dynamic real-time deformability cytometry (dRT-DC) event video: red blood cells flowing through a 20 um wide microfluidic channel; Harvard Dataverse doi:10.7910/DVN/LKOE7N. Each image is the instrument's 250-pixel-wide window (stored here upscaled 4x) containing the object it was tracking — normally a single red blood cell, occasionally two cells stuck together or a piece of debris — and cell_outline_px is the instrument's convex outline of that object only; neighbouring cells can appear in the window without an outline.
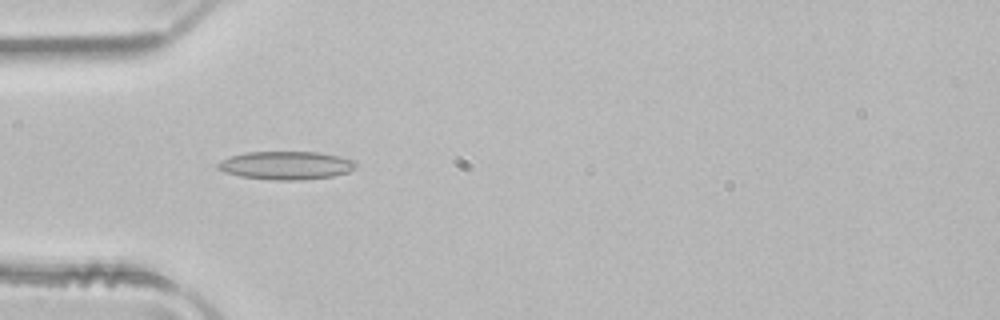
{"species": "common noctule bat (a hibernating species)", "species_latin": "Nyctalus noctula", "temperature_condition": "room temperature", "stored_images_in_passage": 49, "camera_frame_rate_fps": 3000, "um_per_image_px": 0.085, "animal": {"sex": "male", "body_mass_g": 21.5, "forearm_length_mm": 52.0}, "frame": {"image": 1, "passage_image": 14, "time_ms": 4.333, "image_size_px": [1000, 320], "cell_outline_px": [[356, 164], [348, 172], [332, 176], [300, 180], [272, 180], [240, 176], [224, 172], [216, 168], [216, 164], [220, 160], [232, 156], [248, 152], [320, 152], [340, 156], [356, 160]], "centroid_in_image_um": [24.3, 14.05], "position_along_channel_um": 60.7, "area_um2": 22.72}}
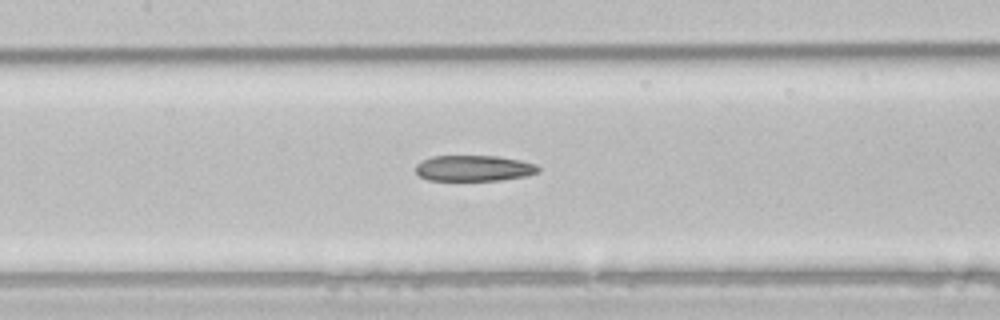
{"frame": {"image": 2, "passage_image": 22, "time_ms": 7.0, "image_size_px": [1000, 320], "cell_outline_px": [[540, 172], [528, 176], [500, 180], [428, 180], [420, 176], [416, 172], [416, 164], [432, 156], [500, 156], [520, 160], [536, 164], [540, 168]], "centroid_in_image_um": [40.33, 14.3], "position_along_channel_um": 167.1, "area_um2": 18.55}}
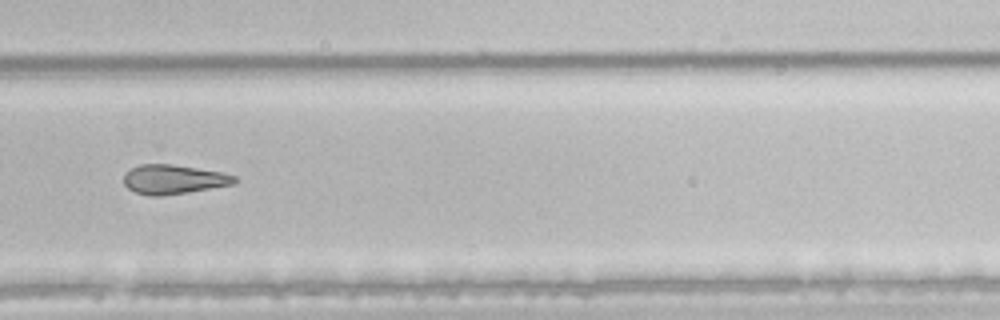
{"frame": {"image": 3, "passage_image": 33, "time_ms": 10.667, "image_size_px": [1000, 320], "cell_outline_px": [[240, 180], [232, 184], [188, 192], [160, 196], [148, 196], [136, 192], [128, 188], [124, 184], [124, 176], [132, 168], [140, 164], [172, 164], [220, 172], [236, 176]], "centroid_in_image_um": [14.75, 15.25], "position_along_channel_um": 315.0, "area_um2": 18.73}, "authors_computed_cell_mechanics": {"area_um2": 21.0392, "velocity_mm_per_s": 4.051, "shape_relaxation_time_tau1_ms": 9.1552, "shape_relaxation_time_tau2_ms": 9.8737, "deformation_change_tau1": 0.1699, "deformation_change_tau2": 0.2345}}